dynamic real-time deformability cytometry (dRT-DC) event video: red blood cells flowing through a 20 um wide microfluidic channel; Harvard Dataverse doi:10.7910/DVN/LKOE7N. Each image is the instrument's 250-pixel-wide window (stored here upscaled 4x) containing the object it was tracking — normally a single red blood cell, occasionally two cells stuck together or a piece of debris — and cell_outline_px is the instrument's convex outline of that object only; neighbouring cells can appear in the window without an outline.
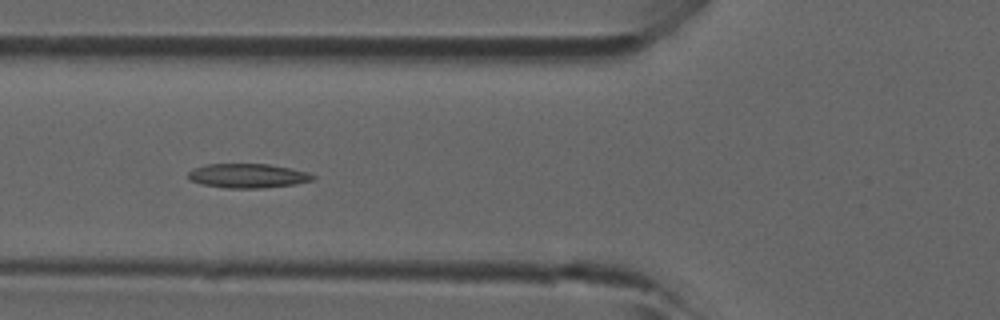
{"species": "common noctule bat (a hibernating species)", "species_latin": "Nyctalus noctula", "temperature_condition": "room temperature", "stored_images_in_passage": 4, "camera_frame_rate_fps": 3000, "um_per_image_px": 0.085, "animal": {"sex": "male", "forearm_length_mm": 52.5}, "frame": {"image": 1, "passage_image": 4, "time_ms": 1.0, "image_size_px": [1000, 320], "cell_outline_px": [[316, 176], [312, 180], [296, 184], [260, 188], [224, 188], [204, 184], [188, 180], [188, 172], [192, 168], [204, 164], [268, 164], [292, 168], [308, 172]], "centroid_in_image_um": [21.04, 14.93], "position_along_channel_um": 104.8, "area_um2": 17.74}}